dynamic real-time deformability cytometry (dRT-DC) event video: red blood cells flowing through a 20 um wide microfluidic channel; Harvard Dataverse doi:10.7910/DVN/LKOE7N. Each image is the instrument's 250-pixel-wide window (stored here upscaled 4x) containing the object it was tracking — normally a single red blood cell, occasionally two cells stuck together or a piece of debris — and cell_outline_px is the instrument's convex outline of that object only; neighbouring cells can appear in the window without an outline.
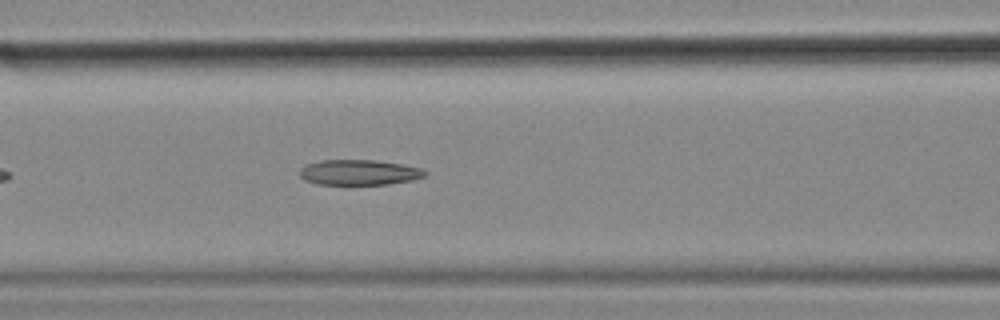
{"species": "common noctule bat (a hibernating species)", "species_latin": "Nyctalus noctula", "temperature_condition": "cold", "stored_images_in_passage": 36, "camera_frame_rate_fps": 3000, "um_per_image_px": 0.085, "animal": {"sex": "female", "body_mass_g": 18.4}, "frame": {"image": 1, "passage_image": 11, "time_ms": 3.333, "image_size_px": [1000, 320], "cell_outline_px": [[428, 172], [424, 176], [412, 180], [388, 184], [316, 184], [304, 180], [300, 176], [300, 168], [308, 164], [320, 160], [376, 160], [400, 164], [420, 168]], "centroid_in_image_um": [30.5, 14.65], "position_along_channel_um": 136.1, "area_um2": 18.38}}